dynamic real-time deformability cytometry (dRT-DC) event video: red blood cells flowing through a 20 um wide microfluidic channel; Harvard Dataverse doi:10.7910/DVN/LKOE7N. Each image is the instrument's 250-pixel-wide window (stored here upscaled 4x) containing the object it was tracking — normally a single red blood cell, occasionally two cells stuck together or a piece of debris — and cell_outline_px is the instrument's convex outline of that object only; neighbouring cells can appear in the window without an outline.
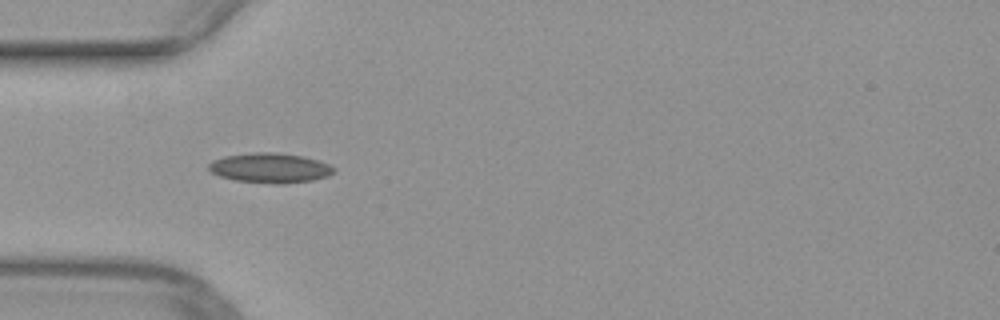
{"species": "common noctule bat (a hibernating species)", "species_latin": "Nyctalus noctula", "temperature_condition": "warm", "stored_images_in_passage": 36, "camera_frame_rate_fps": 3000, "um_per_image_px": 0.085, "animal": {"sex": "female", "body_mass_g": 29.2, "forearm_length_mm": 56.3}, "frame": {"image": 1, "passage_image": 1, "time_ms": 0.0, "image_size_px": [1000, 320], "cell_outline_px": [[336, 172], [328, 176], [312, 180], [284, 184], [276, 184], [232, 180], [220, 176], [212, 172], [208, 168], [208, 164], [212, 160], [224, 156], [256, 152], [272, 152], [304, 156], [320, 160], [336, 168]], "centroid_in_image_um": [22.98, 14.28], "position_along_channel_um": 62.0, "area_um2": 21.96}}
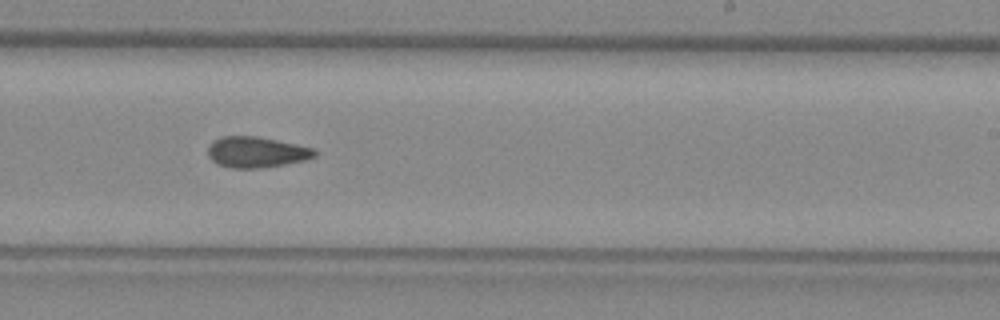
{"frame": {"image": 2, "passage_image": 16, "time_ms": 5.0, "image_size_px": [1000, 320], "cell_outline_px": [[316, 156], [304, 160], [284, 164], [260, 168], [232, 168], [216, 164], [208, 156], [208, 144], [212, 140], [220, 136], [256, 136], [276, 140], [312, 148], [316, 152]], "centroid_in_image_um": [21.72, 12.93], "position_along_channel_um": 267.3, "area_um2": 19.13}}
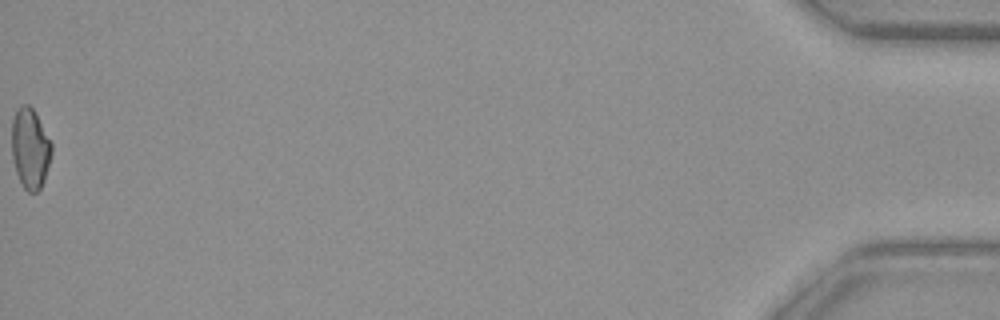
{"frame": {"image": 3, "passage_image": 36, "time_ms": 11.667, "image_size_px": [1000, 320], "cell_outline_px": [[52, 152], [44, 180], [40, 188], [36, 192], [28, 192], [24, 188], [16, 172], [12, 160], [12, 116], [16, 108], [20, 104], [28, 104], [32, 108], [52, 144]], "centroid_in_image_um": [2.54, 12.6], "position_along_channel_um": 432.7, "area_um2": 18.61}}